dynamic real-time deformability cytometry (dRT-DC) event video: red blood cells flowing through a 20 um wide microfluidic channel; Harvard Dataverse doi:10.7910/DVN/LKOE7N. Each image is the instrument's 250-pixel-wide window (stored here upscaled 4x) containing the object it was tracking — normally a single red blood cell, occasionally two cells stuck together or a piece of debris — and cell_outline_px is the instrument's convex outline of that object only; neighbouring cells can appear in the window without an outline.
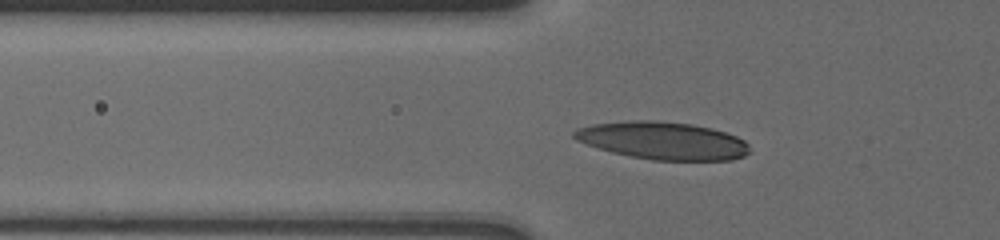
{"species": "human", "species_latin": "Homo sapiens", "temperature_condition": "cold", "stored_images_in_passage": 21, "camera_frame_rate_fps": 3000, "um_per_image_px": 0.085, "donor": {"sex": "male"}, "frame": {"image": 1, "passage_image": 3, "time_ms": 0.333, "image_size_px": [1000, 240], "cell_outline_px": [[752, 152], [744, 156], [732, 160], [652, 160], [612, 152], [596, 148], [576, 140], [572, 136], [572, 132], [576, 128], [592, 124], [632, 120], [652, 120], [692, 124], [712, 128], [736, 136], [744, 140], [748, 144]], "centroid_in_image_um": [56.34, 11.95], "position_along_channel_um": 69.5, "area_um2": 38.67}}
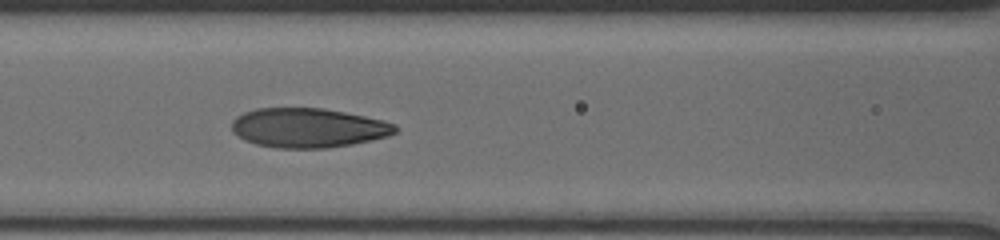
{"frame": {"image": 2, "passage_image": 11, "time_ms": 2.333, "image_size_px": [1000, 240], "cell_outline_px": [[396, 132], [388, 136], [372, 140], [352, 144], [328, 148], [276, 148], [256, 144], [244, 140], [232, 132], [232, 120], [236, 116], [244, 112], [256, 108], [324, 108], [384, 120], [396, 124]], "centroid_in_image_um": [26.18, 10.87], "position_along_channel_um": 140.4, "area_um2": 37.74}}
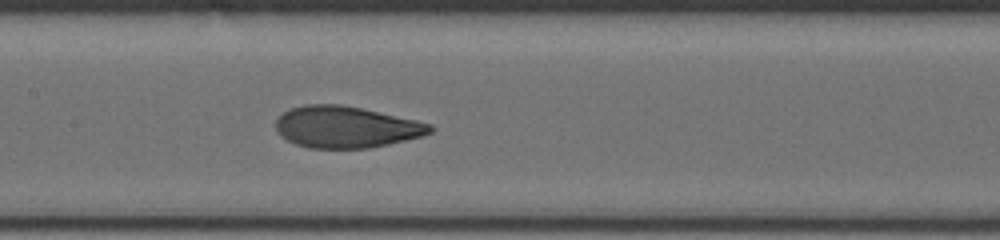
{"frame": {"image": 3, "passage_image": 18, "time_ms": 3.333, "image_size_px": [1000, 240], "cell_outline_px": [[436, 128], [432, 132], [420, 136], [388, 144], [368, 148], [308, 148], [296, 144], [280, 136], [276, 128], [276, 120], [284, 112], [292, 108], [304, 104], [340, 104], [360, 108], [416, 120], [432, 124]], "centroid_in_image_um": [29.41, 10.8], "position_along_channel_um": 178.0, "area_um2": 37.17}}